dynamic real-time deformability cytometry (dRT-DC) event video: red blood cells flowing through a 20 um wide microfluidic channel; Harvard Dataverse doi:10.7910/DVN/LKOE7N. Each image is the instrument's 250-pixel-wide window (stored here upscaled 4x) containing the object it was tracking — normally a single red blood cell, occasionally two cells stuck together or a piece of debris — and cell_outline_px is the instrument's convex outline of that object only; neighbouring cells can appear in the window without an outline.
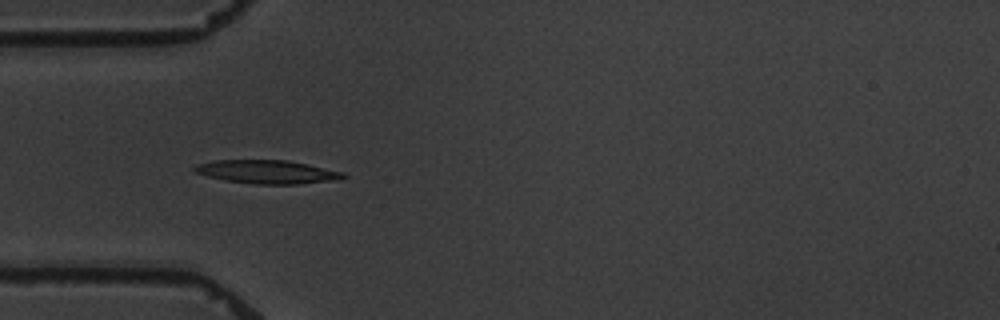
{"species": "common noctule bat (a hibernating species)", "species_latin": "Nyctalus noctula", "temperature_condition": "warm", "stored_images_in_passage": 8, "camera_frame_rate_fps": 3000, "um_per_image_px": 0.085, "animal": {"sex": "male", "body_mass_g": 19.5, "forearm_length_mm": 54.6}, "frame": {"image": 1, "passage_image": 4, "time_ms": 4.333, "image_size_px": [1000, 320], "cell_outline_px": [[348, 176], [336, 180], [296, 184], [256, 184], [224, 180], [208, 176], [196, 172], [192, 168], [196, 164], [212, 160], [288, 160], [308, 164], [344, 172]], "centroid_in_image_um": [22.71, 14.6], "position_along_channel_um": 62.3, "area_um2": 20.35}}
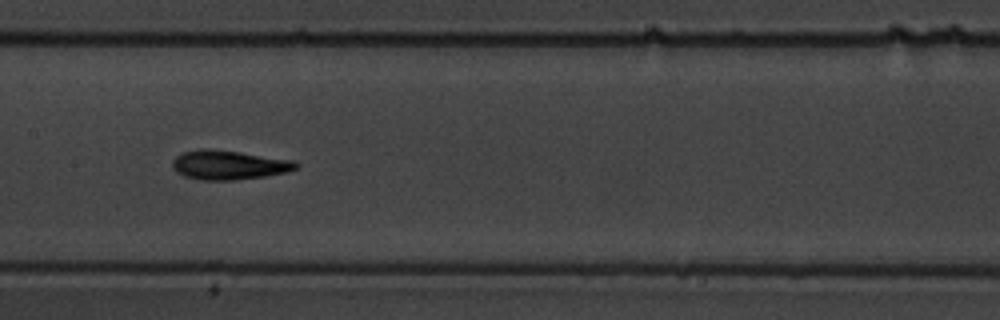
{"frame": {"image": 2, "passage_image": 7, "time_ms": 8.0, "image_size_px": [1000, 320], "cell_outline_px": [[300, 164], [296, 168], [288, 172], [264, 176], [232, 180], [200, 180], [184, 176], [176, 172], [172, 168], [172, 160], [176, 156], [184, 152], [200, 148], [212, 148], [296, 160]], "centroid_in_image_um": [19.45, 14.01], "position_along_channel_um": 188.0, "area_um2": 21.33}}
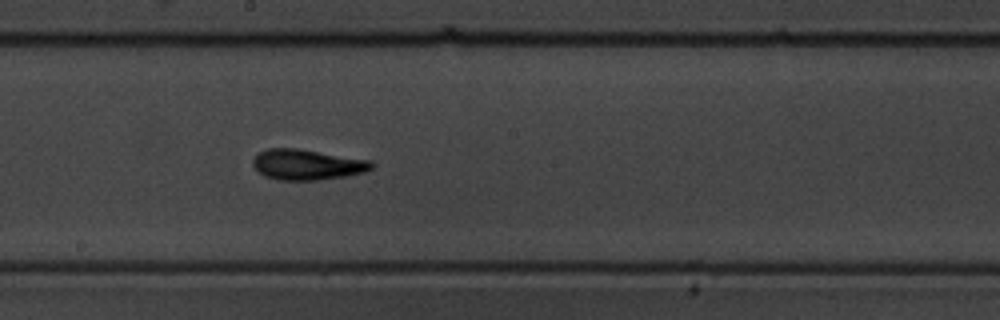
{"frame": {"image": 3, "passage_image": 8, "time_ms": 9.0, "image_size_px": [1000, 320], "cell_outline_px": [[376, 164], [372, 168], [364, 172], [344, 176], [320, 180], [280, 180], [264, 176], [252, 164], [252, 160], [256, 152], [268, 148], [296, 148], [372, 160]], "centroid_in_image_um": [26.1, 13.98], "position_along_channel_um": 222.1, "area_um2": 21.27}}